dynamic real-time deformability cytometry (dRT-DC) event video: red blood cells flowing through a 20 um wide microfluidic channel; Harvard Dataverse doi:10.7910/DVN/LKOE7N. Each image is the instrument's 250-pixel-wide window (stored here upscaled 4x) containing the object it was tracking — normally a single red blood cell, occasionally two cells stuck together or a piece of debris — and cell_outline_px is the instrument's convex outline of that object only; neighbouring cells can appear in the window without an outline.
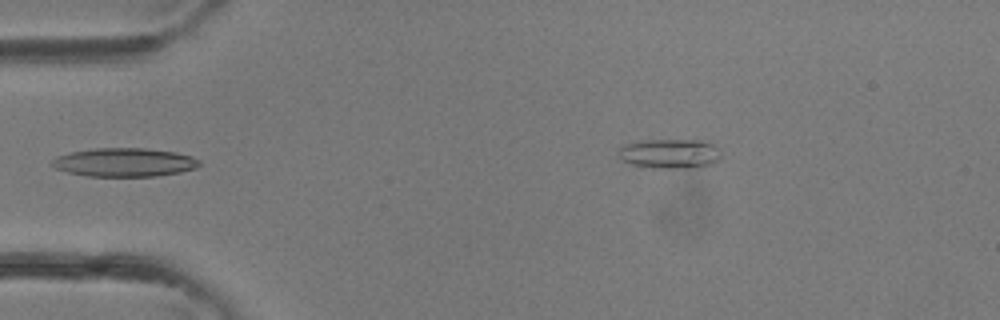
{"species": "common noctule bat (a hibernating species)", "species_latin": "Nyctalus noctula", "temperature_condition": "room temperature", "stored_images_in_passage": 33, "camera_frame_rate_fps": 3000, "um_per_image_px": 0.085, "animal": {"sex": "female"}, "frame": {"image": 1, "passage_image": 12, "time_ms": 3.667, "image_size_px": [1000, 320], "cell_outline_px": [[200, 164], [196, 168], [180, 172], [156, 176], [88, 176], [68, 172], [56, 168], [52, 164], [52, 160], [56, 156], [72, 152], [96, 148], [144, 148], [176, 152], [192, 156], [200, 160]], "centroid_in_image_um": [10.6, 13.79], "position_along_channel_um": 74.4, "area_um2": 24.45}}
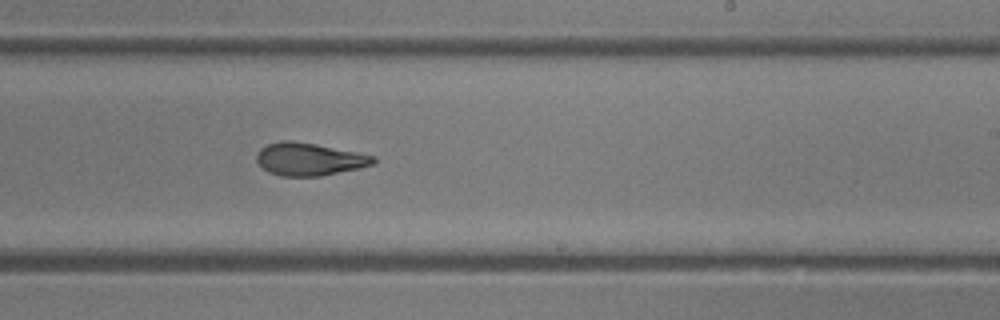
{"frame": {"image": 2, "passage_image": 22, "time_ms": 7.0, "image_size_px": [1000, 320], "cell_outline_px": [[376, 164], [360, 168], [320, 176], [280, 176], [268, 172], [256, 160], [256, 156], [260, 148], [268, 144], [280, 140], [292, 140], [316, 144], [376, 156]], "centroid_in_image_um": [26.3, 13.53], "position_along_channel_um": 262.7, "area_um2": 22.31}}
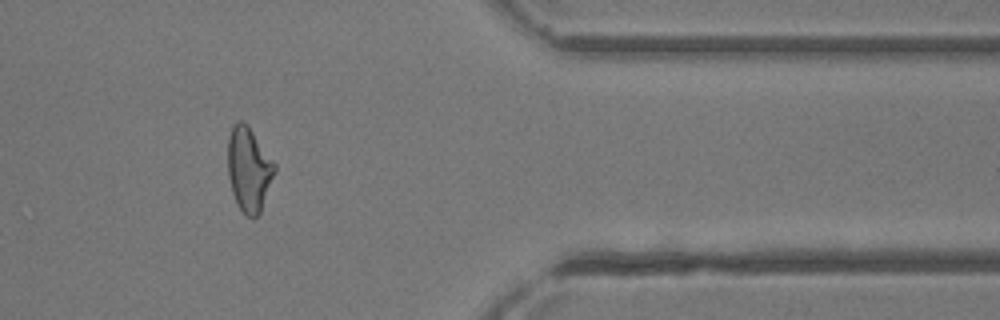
{"frame": {"image": 3, "passage_image": 30, "time_ms": 9.667, "image_size_px": [1000, 320], "cell_outline_px": [[276, 172], [260, 212], [252, 220], [236, 204], [232, 192], [228, 176], [228, 136], [232, 124], [236, 120], [244, 120], [248, 124], [276, 164]], "centroid_in_image_um": [21.15, 14.34], "position_along_channel_um": 390.3, "area_um2": 23.35}}